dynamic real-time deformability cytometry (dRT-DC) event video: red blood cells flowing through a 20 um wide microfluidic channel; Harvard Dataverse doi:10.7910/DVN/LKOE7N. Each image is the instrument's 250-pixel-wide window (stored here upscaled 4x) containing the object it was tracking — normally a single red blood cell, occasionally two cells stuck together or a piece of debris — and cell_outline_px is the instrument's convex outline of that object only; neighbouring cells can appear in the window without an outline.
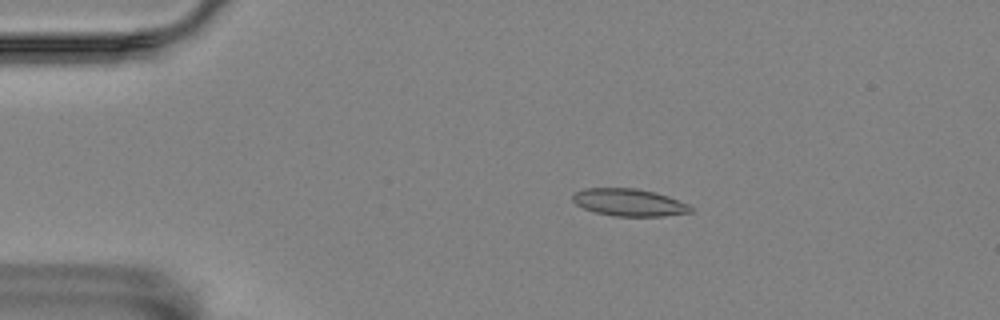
{"species": "Egyptian fruit bat (a non-hibernating species)", "species_latin": "Rousettus aegyptiacus", "temperature_condition": "room temperature", "stored_images_in_passage": 5, "segment_of_instrument_passage": [1, 2], "camera_frame_rate_fps": 3000, "um_per_image_px": 0.085, "animal": {"sex": "female"}, "frame": {"image": 1, "passage_image": 2, "time_ms": 1.333, "image_size_px": [1000, 320], "cell_outline_px": [[696, 208], [692, 212], [664, 216], [616, 216], [596, 212], [584, 208], [576, 204], [572, 200], [572, 196], [576, 192], [584, 188], [636, 188], [656, 192], [668, 196], [688, 204]], "centroid_in_image_um": [53.51, 17.2], "position_along_channel_um": 31.5, "area_um2": 18.84}}